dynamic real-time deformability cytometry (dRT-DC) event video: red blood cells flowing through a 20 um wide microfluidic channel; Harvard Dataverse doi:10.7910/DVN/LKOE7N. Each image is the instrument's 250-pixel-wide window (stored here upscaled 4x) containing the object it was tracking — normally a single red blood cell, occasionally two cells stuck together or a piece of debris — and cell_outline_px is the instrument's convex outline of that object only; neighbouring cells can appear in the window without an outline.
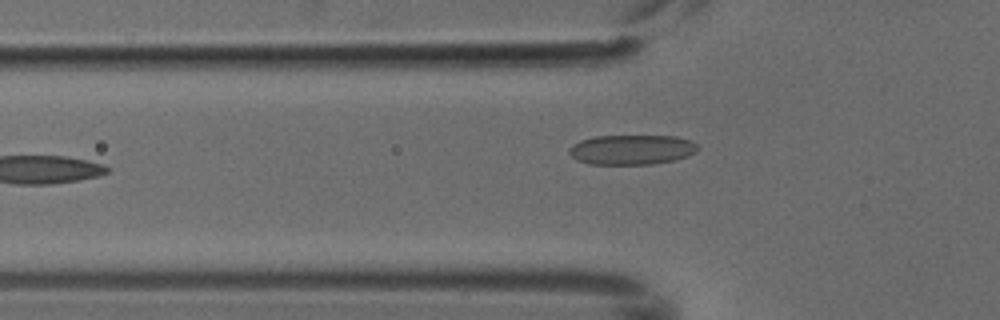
{"species": "common noctule bat (a hibernating species)", "species_latin": "Nyctalus noctula", "temperature_condition": "cold", "stored_images_in_passage": 6, "camera_frame_rate_fps": 3000, "um_per_image_px": 0.085, "animal": {"sex": "male", "body_mass_g": 18.8}, "frame": {"image": 1, "passage_image": 5, "time_ms": 1.333, "image_size_px": [1000, 320], "cell_outline_px": [[700, 148], [696, 152], [688, 156], [672, 160], [652, 164], [588, 164], [576, 160], [568, 152], [568, 148], [572, 144], [580, 140], [596, 136], [676, 136], [692, 140]], "centroid_in_image_um": [53.69, 12.72], "position_along_channel_um": 72.1, "area_um2": 22.54}}
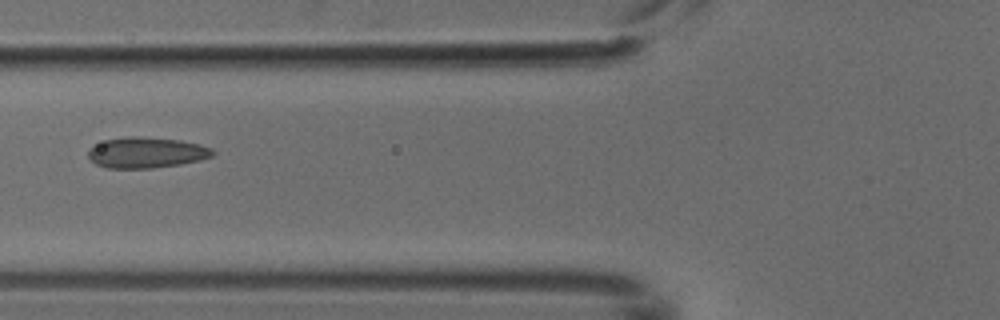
{"frame": {"image": 2, "passage_image": 6, "time_ms": 1.667, "image_size_px": [1000, 320], "cell_outline_px": [[216, 152], [212, 156], [200, 160], [180, 164], [152, 168], [108, 168], [96, 164], [88, 156], [88, 148], [104, 140], [128, 136], [140, 136], [180, 140], [200, 144], [212, 148]], "centroid_in_image_um": [12.45, 12.96], "position_along_channel_um": 113.4, "area_um2": 22.43}}